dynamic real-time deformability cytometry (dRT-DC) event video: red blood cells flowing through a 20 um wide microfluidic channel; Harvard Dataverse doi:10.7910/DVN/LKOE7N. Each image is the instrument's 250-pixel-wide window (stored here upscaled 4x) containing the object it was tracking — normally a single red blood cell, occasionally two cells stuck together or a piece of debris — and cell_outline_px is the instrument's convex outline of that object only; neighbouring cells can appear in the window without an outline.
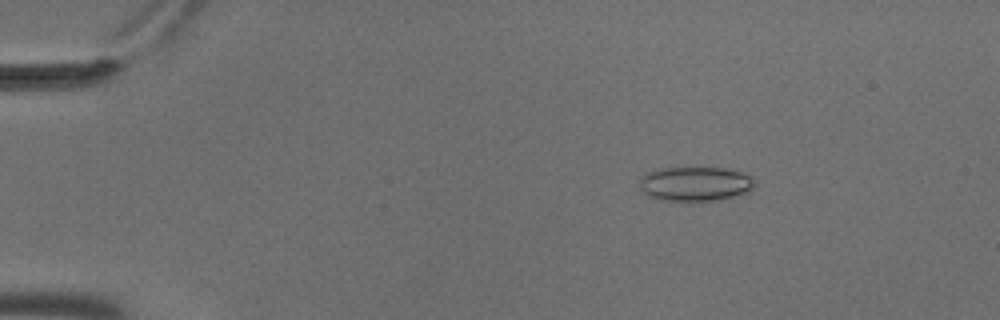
{"species": "common noctule bat (a hibernating species)", "species_latin": "Nyctalus noctula", "temperature_condition": "cold", "stored_images_in_passage": 5, "camera_frame_rate_fps": 3000, "um_per_image_px": 0.085, "animal": {"sex": "male", "body_mass_g": 18.8}, "frame": {"image": 1, "passage_image": 3, "time_ms": 0.667, "image_size_px": [1000, 320], "cell_outline_px": [[756, 184], [748, 192], [720, 200], [692, 204], [680, 204], [648, 196], [640, 188], [640, 176], [648, 172], [664, 168], [724, 168], [740, 172], [752, 176], [756, 180]], "centroid_in_image_um": [59.1, 15.68], "position_along_channel_um": 25.9, "area_um2": 23.99}}